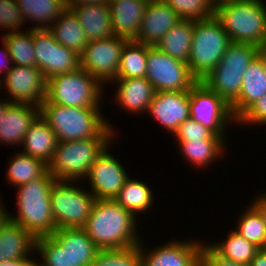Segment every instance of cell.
Segmentation results:
<instances>
[{
    "label": "cell",
    "mask_w": 266,
    "mask_h": 266,
    "mask_svg": "<svg viewBox=\"0 0 266 266\" xmlns=\"http://www.w3.org/2000/svg\"><path fill=\"white\" fill-rule=\"evenodd\" d=\"M36 66L48 80L80 68V55L59 44L48 29H33Z\"/></svg>",
    "instance_id": "13"
},
{
    "label": "cell",
    "mask_w": 266,
    "mask_h": 266,
    "mask_svg": "<svg viewBox=\"0 0 266 266\" xmlns=\"http://www.w3.org/2000/svg\"><path fill=\"white\" fill-rule=\"evenodd\" d=\"M148 45L128 41L122 49L116 78L146 77Z\"/></svg>",
    "instance_id": "35"
},
{
    "label": "cell",
    "mask_w": 266,
    "mask_h": 266,
    "mask_svg": "<svg viewBox=\"0 0 266 266\" xmlns=\"http://www.w3.org/2000/svg\"><path fill=\"white\" fill-rule=\"evenodd\" d=\"M136 218L114 199H97L83 229L99 249L127 248L142 241Z\"/></svg>",
    "instance_id": "1"
},
{
    "label": "cell",
    "mask_w": 266,
    "mask_h": 266,
    "mask_svg": "<svg viewBox=\"0 0 266 266\" xmlns=\"http://www.w3.org/2000/svg\"><path fill=\"white\" fill-rule=\"evenodd\" d=\"M90 266H142L141 243L122 249H99Z\"/></svg>",
    "instance_id": "38"
},
{
    "label": "cell",
    "mask_w": 266,
    "mask_h": 266,
    "mask_svg": "<svg viewBox=\"0 0 266 266\" xmlns=\"http://www.w3.org/2000/svg\"><path fill=\"white\" fill-rule=\"evenodd\" d=\"M263 1L216 3L214 15L231 42L256 46L266 42V3Z\"/></svg>",
    "instance_id": "5"
},
{
    "label": "cell",
    "mask_w": 266,
    "mask_h": 266,
    "mask_svg": "<svg viewBox=\"0 0 266 266\" xmlns=\"http://www.w3.org/2000/svg\"><path fill=\"white\" fill-rule=\"evenodd\" d=\"M202 266H249L248 264L219 257L205 242L202 249Z\"/></svg>",
    "instance_id": "43"
},
{
    "label": "cell",
    "mask_w": 266,
    "mask_h": 266,
    "mask_svg": "<svg viewBox=\"0 0 266 266\" xmlns=\"http://www.w3.org/2000/svg\"><path fill=\"white\" fill-rule=\"evenodd\" d=\"M182 19L164 0H149L135 42L156 46Z\"/></svg>",
    "instance_id": "18"
},
{
    "label": "cell",
    "mask_w": 266,
    "mask_h": 266,
    "mask_svg": "<svg viewBox=\"0 0 266 266\" xmlns=\"http://www.w3.org/2000/svg\"><path fill=\"white\" fill-rule=\"evenodd\" d=\"M257 56L262 61L264 68L266 70V42L258 46Z\"/></svg>",
    "instance_id": "49"
},
{
    "label": "cell",
    "mask_w": 266,
    "mask_h": 266,
    "mask_svg": "<svg viewBox=\"0 0 266 266\" xmlns=\"http://www.w3.org/2000/svg\"><path fill=\"white\" fill-rule=\"evenodd\" d=\"M233 1H247V0H219L217 3H227V2H233Z\"/></svg>",
    "instance_id": "52"
},
{
    "label": "cell",
    "mask_w": 266,
    "mask_h": 266,
    "mask_svg": "<svg viewBox=\"0 0 266 266\" xmlns=\"http://www.w3.org/2000/svg\"><path fill=\"white\" fill-rule=\"evenodd\" d=\"M37 262L31 258H22L0 262V266H37Z\"/></svg>",
    "instance_id": "46"
},
{
    "label": "cell",
    "mask_w": 266,
    "mask_h": 266,
    "mask_svg": "<svg viewBox=\"0 0 266 266\" xmlns=\"http://www.w3.org/2000/svg\"><path fill=\"white\" fill-rule=\"evenodd\" d=\"M193 31V20H181L164 34L156 47L172 58L187 63L191 52Z\"/></svg>",
    "instance_id": "29"
},
{
    "label": "cell",
    "mask_w": 266,
    "mask_h": 266,
    "mask_svg": "<svg viewBox=\"0 0 266 266\" xmlns=\"http://www.w3.org/2000/svg\"><path fill=\"white\" fill-rule=\"evenodd\" d=\"M115 129L108 125L97 137L58 142L48 172L58 181H86L95 159L118 136Z\"/></svg>",
    "instance_id": "2"
},
{
    "label": "cell",
    "mask_w": 266,
    "mask_h": 266,
    "mask_svg": "<svg viewBox=\"0 0 266 266\" xmlns=\"http://www.w3.org/2000/svg\"><path fill=\"white\" fill-rule=\"evenodd\" d=\"M7 164L6 181L13 187L42 177L48 171V165L42 160L21 153H14Z\"/></svg>",
    "instance_id": "31"
},
{
    "label": "cell",
    "mask_w": 266,
    "mask_h": 266,
    "mask_svg": "<svg viewBox=\"0 0 266 266\" xmlns=\"http://www.w3.org/2000/svg\"><path fill=\"white\" fill-rule=\"evenodd\" d=\"M103 86L81 67L47 80L46 99L71 107H100Z\"/></svg>",
    "instance_id": "9"
},
{
    "label": "cell",
    "mask_w": 266,
    "mask_h": 266,
    "mask_svg": "<svg viewBox=\"0 0 266 266\" xmlns=\"http://www.w3.org/2000/svg\"><path fill=\"white\" fill-rule=\"evenodd\" d=\"M57 143L58 140L54 131L47 121L39 115L25 134L21 145L24 149L20 152L38 158L48 165L54 156Z\"/></svg>",
    "instance_id": "25"
},
{
    "label": "cell",
    "mask_w": 266,
    "mask_h": 266,
    "mask_svg": "<svg viewBox=\"0 0 266 266\" xmlns=\"http://www.w3.org/2000/svg\"><path fill=\"white\" fill-rule=\"evenodd\" d=\"M3 199L0 198V229L1 227L6 223V221L8 220V210H5L6 206L4 204H2ZM4 205V206H3Z\"/></svg>",
    "instance_id": "50"
},
{
    "label": "cell",
    "mask_w": 266,
    "mask_h": 266,
    "mask_svg": "<svg viewBox=\"0 0 266 266\" xmlns=\"http://www.w3.org/2000/svg\"><path fill=\"white\" fill-rule=\"evenodd\" d=\"M147 114L169 134H174L179 125L190 118L189 91L156 92Z\"/></svg>",
    "instance_id": "17"
},
{
    "label": "cell",
    "mask_w": 266,
    "mask_h": 266,
    "mask_svg": "<svg viewBox=\"0 0 266 266\" xmlns=\"http://www.w3.org/2000/svg\"><path fill=\"white\" fill-rule=\"evenodd\" d=\"M150 188L142 180L128 178L114 200L136 217L152 209L154 195Z\"/></svg>",
    "instance_id": "30"
},
{
    "label": "cell",
    "mask_w": 266,
    "mask_h": 266,
    "mask_svg": "<svg viewBox=\"0 0 266 266\" xmlns=\"http://www.w3.org/2000/svg\"><path fill=\"white\" fill-rule=\"evenodd\" d=\"M249 266H266V249H260L251 260Z\"/></svg>",
    "instance_id": "47"
},
{
    "label": "cell",
    "mask_w": 266,
    "mask_h": 266,
    "mask_svg": "<svg viewBox=\"0 0 266 266\" xmlns=\"http://www.w3.org/2000/svg\"><path fill=\"white\" fill-rule=\"evenodd\" d=\"M258 46L231 42L217 66L202 82L231 105L240 94L243 74L257 56Z\"/></svg>",
    "instance_id": "7"
},
{
    "label": "cell",
    "mask_w": 266,
    "mask_h": 266,
    "mask_svg": "<svg viewBox=\"0 0 266 266\" xmlns=\"http://www.w3.org/2000/svg\"><path fill=\"white\" fill-rule=\"evenodd\" d=\"M190 117L210 129L225 141L228 124L237 125L231 106L218 94L198 81L189 90Z\"/></svg>",
    "instance_id": "10"
},
{
    "label": "cell",
    "mask_w": 266,
    "mask_h": 266,
    "mask_svg": "<svg viewBox=\"0 0 266 266\" xmlns=\"http://www.w3.org/2000/svg\"><path fill=\"white\" fill-rule=\"evenodd\" d=\"M172 137L175 140L223 139L191 117L179 125Z\"/></svg>",
    "instance_id": "41"
},
{
    "label": "cell",
    "mask_w": 266,
    "mask_h": 266,
    "mask_svg": "<svg viewBox=\"0 0 266 266\" xmlns=\"http://www.w3.org/2000/svg\"><path fill=\"white\" fill-rule=\"evenodd\" d=\"M103 107H71L49 102L40 105V115L54 131L58 142L97 137L108 125ZM102 112V113H101Z\"/></svg>",
    "instance_id": "4"
},
{
    "label": "cell",
    "mask_w": 266,
    "mask_h": 266,
    "mask_svg": "<svg viewBox=\"0 0 266 266\" xmlns=\"http://www.w3.org/2000/svg\"><path fill=\"white\" fill-rule=\"evenodd\" d=\"M116 84L114 95L115 104L124 112L145 114L149 104L154 98L156 91L151 83L145 78H115L110 84Z\"/></svg>",
    "instance_id": "20"
},
{
    "label": "cell",
    "mask_w": 266,
    "mask_h": 266,
    "mask_svg": "<svg viewBox=\"0 0 266 266\" xmlns=\"http://www.w3.org/2000/svg\"><path fill=\"white\" fill-rule=\"evenodd\" d=\"M24 22L33 21L31 29H48L67 8L64 0H16ZM27 20V21H26ZM37 23V24H36Z\"/></svg>",
    "instance_id": "28"
},
{
    "label": "cell",
    "mask_w": 266,
    "mask_h": 266,
    "mask_svg": "<svg viewBox=\"0 0 266 266\" xmlns=\"http://www.w3.org/2000/svg\"><path fill=\"white\" fill-rule=\"evenodd\" d=\"M184 160L198 169L207 168L219 158H223L226 146L224 139L176 140ZM190 162V163H189ZM210 164V165H209ZM207 166V167H206Z\"/></svg>",
    "instance_id": "26"
},
{
    "label": "cell",
    "mask_w": 266,
    "mask_h": 266,
    "mask_svg": "<svg viewBox=\"0 0 266 266\" xmlns=\"http://www.w3.org/2000/svg\"><path fill=\"white\" fill-rule=\"evenodd\" d=\"M109 144L91 165L88 179L89 191L96 199H115L125 181L129 178L120 161L111 154Z\"/></svg>",
    "instance_id": "15"
},
{
    "label": "cell",
    "mask_w": 266,
    "mask_h": 266,
    "mask_svg": "<svg viewBox=\"0 0 266 266\" xmlns=\"http://www.w3.org/2000/svg\"><path fill=\"white\" fill-rule=\"evenodd\" d=\"M238 219L234 230L260 249H266V228L260 212L250 203Z\"/></svg>",
    "instance_id": "37"
},
{
    "label": "cell",
    "mask_w": 266,
    "mask_h": 266,
    "mask_svg": "<svg viewBox=\"0 0 266 266\" xmlns=\"http://www.w3.org/2000/svg\"><path fill=\"white\" fill-rule=\"evenodd\" d=\"M20 33L2 34L1 39L4 40L9 49L13 65L17 66H36L33 29Z\"/></svg>",
    "instance_id": "36"
},
{
    "label": "cell",
    "mask_w": 266,
    "mask_h": 266,
    "mask_svg": "<svg viewBox=\"0 0 266 266\" xmlns=\"http://www.w3.org/2000/svg\"><path fill=\"white\" fill-rule=\"evenodd\" d=\"M36 238L20 225L7 220L0 229V262L31 257Z\"/></svg>",
    "instance_id": "24"
},
{
    "label": "cell",
    "mask_w": 266,
    "mask_h": 266,
    "mask_svg": "<svg viewBox=\"0 0 266 266\" xmlns=\"http://www.w3.org/2000/svg\"><path fill=\"white\" fill-rule=\"evenodd\" d=\"M182 20H201L214 16V0H164Z\"/></svg>",
    "instance_id": "39"
},
{
    "label": "cell",
    "mask_w": 266,
    "mask_h": 266,
    "mask_svg": "<svg viewBox=\"0 0 266 266\" xmlns=\"http://www.w3.org/2000/svg\"><path fill=\"white\" fill-rule=\"evenodd\" d=\"M2 100V101H1ZM11 104L7 99H0V119L5 113L6 108Z\"/></svg>",
    "instance_id": "51"
},
{
    "label": "cell",
    "mask_w": 266,
    "mask_h": 266,
    "mask_svg": "<svg viewBox=\"0 0 266 266\" xmlns=\"http://www.w3.org/2000/svg\"><path fill=\"white\" fill-rule=\"evenodd\" d=\"M70 9L77 16L88 42L114 36L108 4L89 3Z\"/></svg>",
    "instance_id": "23"
},
{
    "label": "cell",
    "mask_w": 266,
    "mask_h": 266,
    "mask_svg": "<svg viewBox=\"0 0 266 266\" xmlns=\"http://www.w3.org/2000/svg\"><path fill=\"white\" fill-rule=\"evenodd\" d=\"M167 242L149 250L142 240V266H202L203 240L172 239Z\"/></svg>",
    "instance_id": "16"
},
{
    "label": "cell",
    "mask_w": 266,
    "mask_h": 266,
    "mask_svg": "<svg viewBox=\"0 0 266 266\" xmlns=\"http://www.w3.org/2000/svg\"><path fill=\"white\" fill-rule=\"evenodd\" d=\"M36 253L42 257L37 266H90L95 257H74L51 236L36 238Z\"/></svg>",
    "instance_id": "32"
},
{
    "label": "cell",
    "mask_w": 266,
    "mask_h": 266,
    "mask_svg": "<svg viewBox=\"0 0 266 266\" xmlns=\"http://www.w3.org/2000/svg\"><path fill=\"white\" fill-rule=\"evenodd\" d=\"M55 180L47 171L42 177L17 186V213H8V220L35 238L53 234L57 228L51 211L50 190Z\"/></svg>",
    "instance_id": "3"
},
{
    "label": "cell",
    "mask_w": 266,
    "mask_h": 266,
    "mask_svg": "<svg viewBox=\"0 0 266 266\" xmlns=\"http://www.w3.org/2000/svg\"><path fill=\"white\" fill-rule=\"evenodd\" d=\"M40 115V106L11 103L0 119V145H22L29 127Z\"/></svg>",
    "instance_id": "19"
},
{
    "label": "cell",
    "mask_w": 266,
    "mask_h": 266,
    "mask_svg": "<svg viewBox=\"0 0 266 266\" xmlns=\"http://www.w3.org/2000/svg\"><path fill=\"white\" fill-rule=\"evenodd\" d=\"M2 79L0 89L7 92L11 103L40 106L46 99L47 79L37 66L13 65Z\"/></svg>",
    "instance_id": "14"
},
{
    "label": "cell",
    "mask_w": 266,
    "mask_h": 266,
    "mask_svg": "<svg viewBox=\"0 0 266 266\" xmlns=\"http://www.w3.org/2000/svg\"><path fill=\"white\" fill-rule=\"evenodd\" d=\"M127 39L111 36L87 43L80 54V67L93 76L103 87L115 80L121 52Z\"/></svg>",
    "instance_id": "12"
},
{
    "label": "cell",
    "mask_w": 266,
    "mask_h": 266,
    "mask_svg": "<svg viewBox=\"0 0 266 266\" xmlns=\"http://www.w3.org/2000/svg\"><path fill=\"white\" fill-rule=\"evenodd\" d=\"M67 8H71L75 5H83V4H89V3H102V4H108L110 0H64Z\"/></svg>",
    "instance_id": "48"
},
{
    "label": "cell",
    "mask_w": 266,
    "mask_h": 266,
    "mask_svg": "<svg viewBox=\"0 0 266 266\" xmlns=\"http://www.w3.org/2000/svg\"><path fill=\"white\" fill-rule=\"evenodd\" d=\"M16 0H0V29L5 34L20 33L25 24ZM8 29V30H7ZM8 31V32H7Z\"/></svg>",
    "instance_id": "40"
},
{
    "label": "cell",
    "mask_w": 266,
    "mask_h": 266,
    "mask_svg": "<svg viewBox=\"0 0 266 266\" xmlns=\"http://www.w3.org/2000/svg\"><path fill=\"white\" fill-rule=\"evenodd\" d=\"M3 43H1L3 45L1 51H0V73L3 74L5 77L6 74L12 69L13 67V61L12 58L9 54V49L8 46L6 45V43L4 42V40H2ZM0 74V75H1ZM0 80H2V77L0 76Z\"/></svg>",
    "instance_id": "44"
},
{
    "label": "cell",
    "mask_w": 266,
    "mask_h": 266,
    "mask_svg": "<svg viewBox=\"0 0 266 266\" xmlns=\"http://www.w3.org/2000/svg\"><path fill=\"white\" fill-rule=\"evenodd\" d=\"M265 94L266 70L262 61L256 56L243 74L239 97L230 105L234 118L238 120Z\"/></svg>",
    "instance_id": "22"
},
{
    "label": "cell",
    "mask_w": 266,
    "mask_h": 266,
    "mask_svg": "<svg viewBox=\"0 0 266 266\" xmlns=\"http://www.w3.org/2000/svg\"><path fill=\"white\" fill-rule=\"evenodd\" d=\"M77 183L55 180L52 184L50 203L57 229L83 228L92 212L97 199L84 184Z\"/></svg>",
    "instance_id": "8"
},
{
    "label": "cell",
    "mask_w": 266,
    "mask_h": 266,
    "mask_svg": "<svg viewBox=\"0 0 266 266\" xmlns=\"http://www.w3.org/2000/svg\"><path fill=\"white\" fill-rule=\"evenodd\" d=\"M266 125V94L257 100L238 120L237 125Z\"/></svg>",
    "instance_id": "42"
},
{
    "label": "cell",
    "mask_w": 266,
    "mask_h": 266,
    "mask_svg": "<svg viewBox=\"0 0 266 266\" xmlns=\"http://www.w3.org/2000/svg\"><path fill=\"white\" fill-rule=\"evenodd\" d=\"M156 92L189 91L198 81L187 63L148 45L146 77Z\"/></svg>",
    "instance_id": "11"
},
{
    "label": "cell",
    "mask_w": 266,
    "mask_h": 266,
    "mask_svg": "<svg viewBox=\"0 0 266 266\" xmlns=\"http://www.w3.org/2000/svg\"><path fill=\"white\" fill-rule=\"evenodd\" d=\"M54 39L68 49L81 54L88 40L75 13L66 8L48 28Z\"/></svg>",
    "instance_id": "27"
},
{
    "label": "cell",
    "mask_w": 266,
    "mask_h": 266,
    "mask_svg": "<svg viewBox=\"0 0 266 266\" xmlns=\"http://www.w3.org/2000/svg\"><path fill=\"white\" fill-rule=\"evenodd\" d=\"M231 40L214 16L194 21L190 57L187 65L192 76L202 81L221 61Z\"/></svg>",
    "instance_id": "6"
},
{
    "label": "cell",
    "mask_w": 266,
    "mask_h": 266,
    "mask_svg": "<svg viewBox=\"0 0 266 266\" xmlns=\"http://www.w3.org/2000/svg\"><path fill=\"white\" fill-rule=\"evenodd\" d=\"M50 236L74 257H95L99 250L83 228L57 229Z\"/></svg>",
    "instance_id": "34"
},
{
    "label": "cell",
    "mask_w": 266,
    "mask_h": 266,
    "mask_svg": "<svg viewBox=\"0 0 266 266\" xmlns=\"http://www.w3.org/2000/svg\"><path fill=\"white\" fill-rule=\"evenodd\" d=\"M263 192L257 195L256 198L252 200L251 204L260 212L266 228V193L264 190Z\"/></svg>",
    "instance_id": "45"
},
{
    "label": "cell",
    "mask_w": 266,
    "mask_h": 266,
    "mask_svg": "<svg viewBox=\"0 0 266 266\" xmlns=\"http://www.w3.org/2000/svg\"><path fill=\"white\" fill-rule=\"evenodd\" d=\"M212 243V244H211ZM207 245L219 256L226 260L250 264L260 250L255 244L247 241L235 230H231L225 240L210 242Z\"/></svg>",
    "instance_id": "33"
},
{
    "label": "cell",
    "mask_w": 266,
    "mask_h": 266,
    "mask_svg": "<svg viewBox=\"0 0 266 266\" xmlns=\"http://www.w3.org/2000/svg\"><path fill=\"white\" fill-rule=\"evenodd\" d=\"M149 0H110L108 2L114 36L135 41Z\"/></svg>",
    "instance_id": "21"
}]
</instances>
